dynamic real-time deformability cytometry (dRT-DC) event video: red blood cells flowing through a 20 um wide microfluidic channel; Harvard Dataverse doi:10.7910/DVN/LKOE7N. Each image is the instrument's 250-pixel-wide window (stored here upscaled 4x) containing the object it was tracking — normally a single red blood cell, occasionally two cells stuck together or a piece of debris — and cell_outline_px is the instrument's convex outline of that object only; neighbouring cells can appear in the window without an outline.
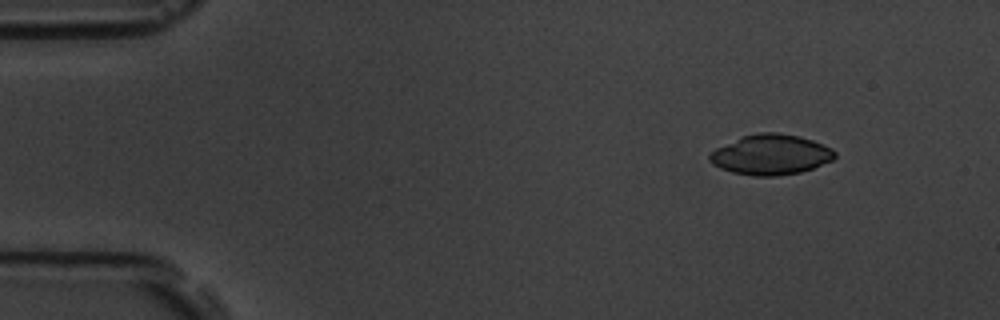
{"species": "common noctule bat (a hibernating species)", "species_latin": "Nyctalus noctula", "temperature_condition": "room temperature", "stored_images_in_passage": 4, "camera_frame_rate_fps": 3000, "um_per_image_px": 0.085, "animal": {"sex": "male", "body_mass_g": 19.5, "forearm_length_mm": 54.6}, "frame": {"image": 1, "passage_image": 1, "time_ms": 0.0, "image_size_px": [1000, 320], "cell_outline_px": [[836, 156], [832, 160], [812, 168], [800, 172], [776, 176], [752, 176], [732, 172], [720, 168], [712, 164], [708, 160], [708, 156], [716, 148], [744, 136], [760, 132], [776, 132], [800, 136], [812, 140], [832, 148], [836, 152]], "centroid_in_image_um": [65.52, 13.15], "position_along_channel_um": 19.5, "area_um2": 29.25}}